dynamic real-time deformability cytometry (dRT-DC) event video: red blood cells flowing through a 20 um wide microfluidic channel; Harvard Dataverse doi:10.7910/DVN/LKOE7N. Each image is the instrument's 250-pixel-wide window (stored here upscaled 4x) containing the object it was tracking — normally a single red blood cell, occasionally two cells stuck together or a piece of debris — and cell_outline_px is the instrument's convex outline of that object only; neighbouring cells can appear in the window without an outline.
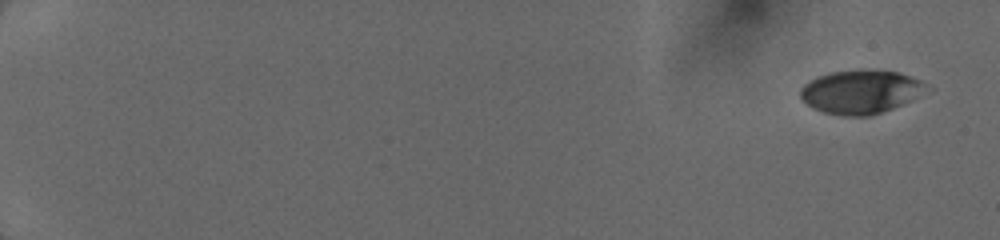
{"species": "human", "species_latin": "Homo sapiens", "temperature_condition": "cold", "stored_images_in_passage": 85, "camera_frame_rate_fps": 3000, "um_per_image_px": 0.085, "donor": {"sex": "female"}, "frame": {"image": 1, "passage_image": 1, "time_ms": 0.0, "image_size_px": [1000, 240], "cell_outline_px": [[932, 88], [912, 100], [872, 116], [844, 116], [824, 112], [812, 108], [800, 96], [800, 88], [808, 80], [816, 76], [828, 72], [860, 68], [896, 72], [920, 80], [928, 84]], "centroid_in_image_um": [73.16, 7.78], "position_along_channel_um": 11.8, "area_um2": 32.54}}
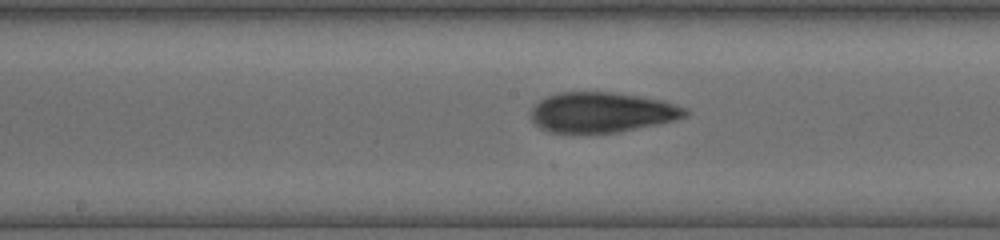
{"frame": {"image": 2, "passage_image": 42, "time_ms": 9.333, "image_size_px": [1000, 240], "cell_outline_px": [[688, 116], [676, 120], [620, 132], [548, 132], [532, 124], [532, 104], [548, 96], [560, 92], [612, 92], [640, 96], [664, 100], [688, 108]], "centroid_in_image_um": [51.18, 9.54], "position_along_channel_um": 197.0, "area_um2": 36.36}}
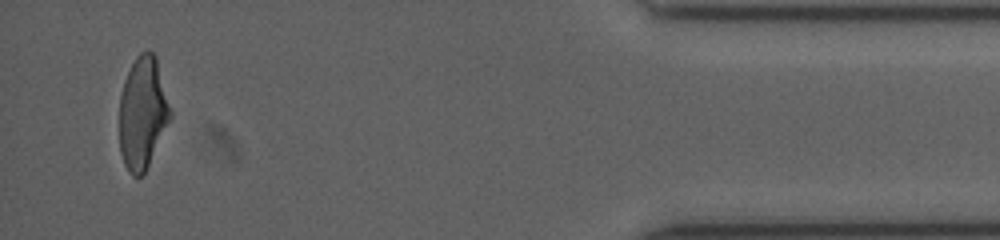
{"frame": {"image": 3, "passage_image": 83, "time_ms": 16.0, "image_size_px": [1000, 240], "cell_outline_px": [[172, 116], [144, 172], [140, 176], [132, 176], [128, 172], [124, 164], [120, 152], [120, 96], [124, 80], [136, 56], [140, 52], [148, 48], [156, 56], [172, 112]], "centroid_in_image_um": [12.12, 9.56], "position_along_channel_um": 423.1, "area_um2": 33.18}}